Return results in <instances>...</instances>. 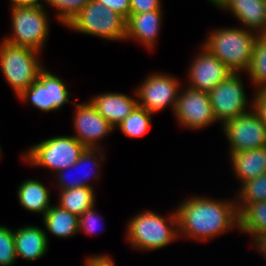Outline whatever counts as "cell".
<instances>
[{
  "label": "cell",
  "mask_w": 266,
  "mask_h": 266,
  "mask_svg": "<svg viewBox=\"0 0 266 266\" xmlns=\"http://www.w3.org/2000/svg\"><path fill=\"white\" fill-rule=\"evenodd\" d=\"M176 207L179 239L209 241L234 227H239L235 196L233 199H214L193 196Z\"/></svg>",
  "instance_id": "obj_1"
},
{
  "label": "cell",
  "mask_w": 266,
  "mask_h": 266,
  "mask_svg": "<svg viewBox=\"0 0 266 266\" xmlns=\"http://www.w3.org/2000/svg\"><path fill=\"white\" fill-rule=\"evenodd\" d=\"M166 217L153 210L135 214L127 223L126 239L140 251L160 250L179 238L176 210Z\"/></svg>",
  "instance_id": "obj_2"
},
{
  "label": "cell",
  "mask_w": 266,
  "mask_h": 266,
  "mask_svg": "<svg viewBox=\"0 0 266 266\" xmlns=\"http://www.w3.org/2000/svg\"><path fill=\"white\" fill-rule=\"evenodd\" d=\"M201 45L233 73H246L258 33L243 27L212 29Z\"/></svg>",
  "instance_id": "obj_3"
},
{
  "label": "cell",
  "mask_w": 266,
  "mask_h": 266,
  "mask_svg": "<svg viewBox=\"0 0 266 266\" xmlns=\"http://www.w3.org/2000/svg\"><path fill=\"white\" fill-rule=\"evenodd\" d=\"M11 34L5 42L41 53L50 34V18L43 4H10Z\"/></svg>",
  "instance_id": "obj_4"
},
{
  "label": "cell",
  "mask_w": 266,
  "mask_h": 266,
  "mask_svg": "<svg viewBox=\"0 0 266 266\" xmlns=\"http://www.w3.org/2000/svg\"><path fill=\"white\" fill-rule=\"evenodd\" d=\"M39 53L4 40L0 42V70L17 97L37 81L44 70Z\"/></svg>",
  "instance_id": "obj_5"
},
{
  "label": "cell",
  "mask_w": 266,
  "mask_h": 266,
  "mask_svg": "<svg viewBox=\"0 0 266 266\" xmlns=\"http://www.w3.org/2000/svg\"><path fill=\"white\" fill-rule=\"evenodd\" d=\"M85 148L73 135H61L39 141L20 156L30 166L46 168L55 174L77 162Z\"/></svg>",
  "instance_id": "obj_6"
},
{
  "label": "cell",
  "mask_w": 266,
  "mask_h": 266,
  "mask_svg": "<svg viewBox=\"0 0 266 266\" xmlns=\"http://www.w3.org/2000/svg\"><path fill=\"white\" fill-rule=\"evenodd\" d=\"M66 28L105 40H126V20L94 0H90Z\"/></svg>",
  "instance_id": "obj_7"
},
{
  "label": "cell",
  "mask_w": 266,
  "mask_h": 266,
  "mask_svg": "<svg viewBox=\"0 0 266 266\" xmlns=\"http://www.w3.org/2000/svg\"><path fill=\"white\" fill-rule=\"evenodd\" d=\"M181 88L179 78L166 72H152L137 86L134 94L138 106L152 114L168 106L174 112Z\"/></svg>",
  "instance_id": "obj_8"
},
{
  "label": "cell",
  "mask_w": 266,
  "mask_h": 266,
  "mask_svg": "<svg viewBox=\"0 0 266 266\" xmlns=\"http://www.w3.org/2000/svg\"><path fill=\"white\" fill-rule=\"evenodd\" d=\"M241 74L243 73L230 74L209 92L216 121L222 125L253 108V100L249 101L247 98Z\"/></svg>",
  "instance_id": "obj_9"
},
{
  "label": "cell",
  "mask_w": 266,
  "mask_h": 266,
  "mask_svg": "<svg viewBox=\"0 0 266 266\" xmlns=\"http://www.w3.org/2000/svg\"><path fill=\"white\" fill-rule=\"evenodd\" d=\"M72 92L68 90L65 80L51 71L45 69L40 73L39 79L23 91L17 98L29 102L35 109L42 112H52L61 109L69 100Z\"/></svg>",
  "instance_id": "obj_10"
},
{
  "label": "cell",
  "mask_w": 266,
  "mask_h": 266,
  "mask_svg": "<svg viewBox=\"0 0 266 266\" xmlns=\"http://www.w3.org/2000/svg\"><path fill=\"white\" fill-rule=\"evenodd\" d=\"M221 126L229 142V153L266 147V124L253 108Z\"/></svg>",
  "instance_id": "obj_11"
},
{
  "label": "cell",
  "mask_w": 266,
  "mask_h": 266,
  "mask_svg": "<svg viewBox=\"0 0 266 266\" xmlns=\"http://www.w3.org/2000/svg\"><path fill=\"white\" fill-rule=\"evenodd\" d=\"M173 113L181 127L191 130L199 131L217 123L209 93L186 85L180 90Z\"/></svg>",
  "instance_id": "obj_12"
},
{
  "label": "cell",
  "mask_w": 266,
  "mask_h": 266,
  "mask_svg": "<svg viewBox=\"0 0 266 266\" xmlns=\"http://www.w3.org/2000/svg\"><path fill=\"white\" fill-rule=\"evenodd\" d=\"M202 48L190 62L187 70V84L194 89L210 92L233 72L205 47Z\"/></svg>",
  "instance_id": "obj_13"
},
{
  "label": "cell",
  "mask_w": 266,
  "mask_h": 266,
  "mask_svg": "<svg viewBox=\"0 0 266 266\" xmlns=\"http://www.w3.org/2000/svg\"><path fill=\"white\" fill-rule=\"evenodd\" d=\"M73 105L76 107L72 119L75 130L73 136L86 148H101L99 146L101 139L115 129L98 113L89 100L82 104L74 102Z\"/></svg>",
  "instance_id": "obj_14"
},
{
  "label": "cell",
  "mask_w": 266,
  "mask_h": 266,
  "mask_svg": "<svg viewBox=\"0 0 266 266\" xmlns=\"http://www.w3.org/2000/svg\"><path fill=\"white\" fill-rule=\"evenodd\" d=\"M103 148H85V150L81 153L79 160L75 162L73 165L58 171L54 174L56 179V184L59 189L58 190H66L77 187H90L94 188L92 183L89 181L90 179L99 180V173H101V163L105 160ZM90 165V167H89ZM86 167V168H85ZM89 167L90 169H88ZM81 168L85 169L84 174H80ZM95 169V170H93ZM90 170V171H88ZM77 171L81 176L75 178H69L68 172ZM84 171V170H83ZM97 172V173H96ZM93 173V174H92ZM74 174V173H73Z\"/></svg>",
  "instance_id": "obj_15"
},
{
  "label": "cell",
  "mask_w": 266,
  "mask_h": 266,
  "mask_svg": "<svg viewBox=\"0 0 266 266\" xmlns=\"http://www.w3.org/2000/svg\"><path fill=\"white\" fill-rule=\"evenodd\" d=\"M215 7L230 12L243 28L266 34V0H220Z\"/></svg>",
  "instance_id": "obj_16"
},
{
  "label": "cell",
  "mask_w": 266,
  "mask_h": 266,
  "mask_svg": "<svg viewBox=\"0 0 266 266\" xmlns=\"http://www.w3.org/2000/svg\"><path fill=\"white\" fill-rule=\"evenodd\" d=\"M163 11L130 13L126 20V41H139L146 49L153 50L159 40Z\"/></svg>",
  "instance_id": "obj_17"
},
{
  "label": "cell",
  "mask_w": 266,
  "mask_h": 266,
  "mask_svg": "<svg viewBox=\"0 0 266 266\" xmlns=\"http://www.w3.org/2000/svg\"><path fill=\"white\" fill-rule=\"evenodd\" d=\"M98 113L115 129L138 105L137 96L104 92L89 98Z\"/></svg>",
  "instance_id": "obj_18"
},
{
  "label": "cell",
  "mask_w": 266,
  "mask_h": 266,
  "mask_svg": "<svg viewBox=\"0 0 266 266\" xmlns=\"http://www.w3.org/2000/svg\"><path fill=\"white\" fill-rule=\"evenodd\" d=\"M48 233L35 225H26L14 230L17 257L36 261L44 257L49 249Z\"/></svg>",
  "instance_id": "obj_19"
},
{
  "label": "cell",
  "mask_w": 266,
  "mask_h": 266,
  "mask_svg": "<svg viewBox=\"0 0 266 266\" xmlns=\"http://www.w3.org/2000/svg\"><path fill=\"white\" fill-rule=\"evenodd\" d=\"M229 155L233 175L240 181V185L266 173V147Z\"/></svg>",
  "instance_id": "obj_20"
},
{
  "label": "cell",
  "mask_w": 266,
  "mask_h": 266,
  "mask_svg": "<svg viewBox=\"0 0 266 266\" xmlns=\"http://www.w3.org/2000/svg\"><path fill=\"white\" fill-rule=\"evenodd\" d=\"M17 199L20 206L31 213H39L42 217L52 206L50 190L38 179H26L18 185Z\"/></svg>",
  "instance_id": "obj_21"
},
{
  "label": "cell",
  "mask_w": 266,
  "mask_h": 266,
  "mask_svg": "<svg viewBox=\"0 0 266 266\" xmlns=\"http://www.w3.org/2000/svg\"><path fill=\"white\" fill-rule=\"evenodd\" d=\"M44 230L56 238H71L79 233V217L62 209L58 205H52L42 217Z\"/></svg>",
  "instance_id": "obj_22"
},
{
  "label": "cell",
  "mask_w": 266,
  "mask_h": 266,
  "mask_svg": "<svg viewBox=\"0 0 266 266\" xmlns=\"http://www.w3.org/2000/svg\"><path fill=\"white\" fill-rule=\"evenodd\" d=\"M240 233L250 237L266 232V201L256 203H236Z\"/></svg>",
  "instance_id": "obj_23"
},
{
  "label": "cell",
  "mask_w": 266,
  "mask_h": 266,
  "mask_svg": "<svg viewBox=\"0 0 266 266\" xmlns=\"http://www.w3.org/2000/svg\"><path fill=\"white\" fill-rule=\"evenodd\" d=\"M57 205L78 217L96 205L95 188L77 187L59 190Z\"/></svg>",
  "instance_id": "obj_24"
},
{
  "label": "cell",
  "mask_w": 266,
  "mask_h": 266,
  "mask_svg": "<svg viewBox=\"0 0 266 266\" xmlns=\"http://www.w3.org/2000/svg\"><path fill=\"white\" fill-rule=\"evenodd\" d=\"M248 74L254 91L266 90V34L258 35L255 40Z\"/></svg>",
  "instance_id": "obj_25"
},
{
  "label": "cell",
  "mask_w": 266,
  "mask_h": 266,
  "mask_svg": "<svg viewBox=\"0 0 266 266\" xmlns=\"http://www.w3.org/2000/svg\"><path fill=\"white\" fill-rule=\"evenodd\" d=\"M152 113L141 106L134 110L115 128L129 138H140L147 133L152 124Z\"/></svg>",
  "instance_id": "obj_26"
},
{
  "label": "cell",
  "mask_w": 266,
  "mask_h": 266,
  "mask_svg": "<svg viewBox=\"0 0 266 266\" xmlns=\"http://www.w3.org/2000/svg\"><path fill=\"white\" fill-rule=\"evenodd\" d=\"M235 193L236 203H256L266 201V173L242 183Z\"/></svg>",
  "instance_id": "obj_27"
},
{
  "label": "cell",
  "mask_w": 266,
  "mask_h": 266,
  "mask_svg": "<svg viewBox=\"0 0 266 266\" xmlns=\"http://www.w3.org/2000/svg\"><path fill=\"white\" fill-rule=\"evenodd\" d=\"M90 0H44L47 6L56 9V18L62 26H67L71 20L89 3Z\"/></svg>",
  "instance_id": "obj_28"
},
{
  "label": "cell",
  "mask_w": 266,
  "mask_h": 266,
  "mask_svg": "<svg viewBox=\"0 0 266 266\" xmlns=\"http://www.w3.org/2000/svg\"><path fill=\"white\" fill-rule=\"evenodd\" d=\"M17 259L14 230L0 224V266H14Z\"/></svg>",
  "instance_id": "obj_29"
},
{
  "label": "cell",
  "mask_w": 266,
  "mask_h": 266,
  "mask_svg": "<svg viewBox=\"0 0 266 266\" xmlns=\"http://www.w3.org/2000/svg\"><path fill=\"white\" fill-rule=\"evenodd\" d=\"M95 205H93L91 208L86 210L83 214L79 216V230L78 232H84L86 234H95L99 230L102 232L104 230V227L102 229H99V223L101 224L102 216L99 215L97 211H95ZM101 226V225H100ZM103 226V225H102Z\"/></svg>",
  "instance_id": "obj_30"
},
{
  "label": "cell",
  "mask_w": 266,
  "mask_h": 266,
  "mask_svg": "<svg viewBox=\"0 0 266 266\" xmlns=\"http://www.w3.org/2000/svg\"><path fill=\"white\" fill-rule=\"evenodd\" d=\"M161 0H130V13H143L152 10H162Z\"/></svg>",
  "instance_id": "obj_31"
},
{
  "label": "cell",
  "mask_w": 266,
  "mask_h": 266,
  "mask_svg": "<svg viewBox=\"0 0 266 266\" xmlns=\"http://www.w3.org/2000/svg\"><path fill=\"white\" fill-rule=\"evenodd\" d=\"M121 15L125 20L130 15V0H94Z\"/></svg>",
  "instance_id": "obj_32"
},
{
  "label": "cell",
  "mask_w": 266,
  "mask_h": 266,
  "mask_svg": "<svg viewBox=\"0 0 266 266\" xmlns=\"http://www.w3.org/2000/svg\"><path fill=\"white\" fill-rule=\"evenodd\" d=\"M252 96L253 109L266 124V90L256 91Z\"/></svg>",
  "instance_id": "obj_33"
},
{
  "label": "cell",
  "mask_w": 266,
  "mask_h": 266,
  "mask_svg": "<svg viewBox=\"0 0 266 266\" xmlns=\"http://www.w3.org/2000/svg\"><path fill=\"white\" fill-rule=\"evenodd\" d=\"M84 266H116V264L110 255L102 253L88 256Z\"/></svg>",
  "instance_id": "obj_34"
},
{
  "label": "cell",
  "mask_w": 266,
  "mask_h": 266,
  "mask_svg": "<svg viewBox=\"0 0 266 266\" xmlns=\"http://www.w3.org/2000/svg\"><path fill=\"white\" fill-rule=\"evenodd\" d=\"M252 241V247L256 249L259 254H261L264 258H266V232L261 234H256L250 238Z\"/></svg>",
  "instance_id": "obj_35"
},
{
  "label": "cell",
  "mask_w": 266,
  "mask_h": 266,
  "mask_svg": "<svg viewBox=\"0 0 266 266\" xmlns=\"http://www.w3.org/2000/svg\"><path fill=\"white\" fill-rule=\"evenodd\" d=\"M43 1L44 0H10V3L11 4H42Z\"/></svg>",
  "instance_id": "obj_36"
},
{
  "label": "cell",
  "mask_w": 266,
  "mask_h": 266,
  "mask_svg": "<svg viewBox=\"0 0 266 266\" xmlns=\"http://www.w3.org/2000/svg\"><path fill=\"white\" fill-rule=\"evenodd\" d=\"M208 2H211L213 6H215L220 0H207Z\"/></svg>",
  "instance_id": "obj_37"
},
{
  "label": "cell",
  "mask_w": 266,
  "mask_h": 266,
  "mask_svg": "<svg viewBox=\"0 0 266 266\" xmlns=\"http://www.w3.org/2000/svg\"><path fill=\"white\" fill-rule=\"evenodd\" d=\"M1 155H2V147L0 146V158H1Z\"/></svg>",
  "instance_id": "obj_38"
}]
</instances>
